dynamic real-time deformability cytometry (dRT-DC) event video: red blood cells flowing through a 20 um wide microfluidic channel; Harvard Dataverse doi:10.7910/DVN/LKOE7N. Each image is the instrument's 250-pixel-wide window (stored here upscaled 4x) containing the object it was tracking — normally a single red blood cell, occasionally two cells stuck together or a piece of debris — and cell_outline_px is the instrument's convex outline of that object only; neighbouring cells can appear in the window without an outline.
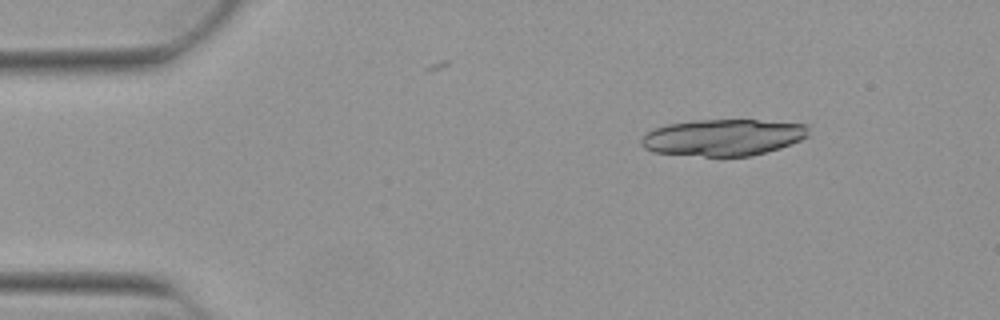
{"species": "Egyptian fruit bat (a non-hibernating species)", "species_latin": "Rousettus aegyptiacus", "temperature_condition": "warm", "stored_images_in_passage": 46, "camera_frame_rate_fps": 3000, "um_per_image_px": 0.085, "animal": {"sex": "female"}, "frame": {"image": 1, "passage_image": 2, "time_ms": 0.333, "image_size_px": [1000, 320], "cell_outline_px": [[808, 136], [800, 140], [780, 148], [752, 156], [704, 156], [652, 152], [644, 148], [640, 144], [640, 140], [644, 132], [652, 128], [664, 124], [696, 120], [756, 120], [808, 124]], "centroid_in_image_um": [61.41, 11.67], "position_along_channel_um": 23.6, "area_um2": 35.95}}